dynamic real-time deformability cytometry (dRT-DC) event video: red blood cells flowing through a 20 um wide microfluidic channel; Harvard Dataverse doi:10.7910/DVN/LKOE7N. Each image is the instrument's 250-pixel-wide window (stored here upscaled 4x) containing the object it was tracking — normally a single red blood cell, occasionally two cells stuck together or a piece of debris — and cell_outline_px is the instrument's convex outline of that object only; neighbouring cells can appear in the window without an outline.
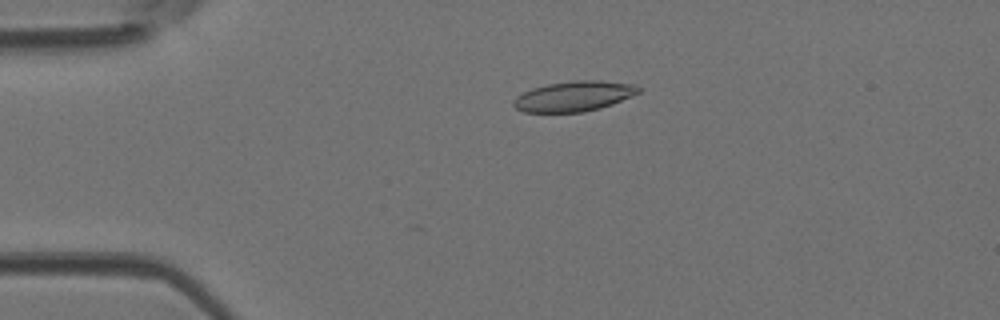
{"species": "Egyptian fruit bat (a non-hibernating species)", "species_latin": "Rousettus aegyptiacus", "temperature_condition": "room temperature", "stored_images_in_passage": 30, "camera_frame_rate_fps": 3000, "um_per_image_px": 0.085, "animal": {"sex": "female"}, "frame": {"image": 1, "passage_image": 10, "time_ms": 3.0, "image_size_px": [1000, 320], "cell_outline_px": [[640, 92], [612, 104], [600, 108], [584, 112], [524, 112], [516, 108], [512, 104], [512, 100], [516, 96], [532, 88], [548, 84], [572, 80], [600, 80], [636, 84], [640, 88]], "centroid_in_image_um": [48.78, 8.17], "position_along_channel_um": 36.2, "area_um2": 22.08}}
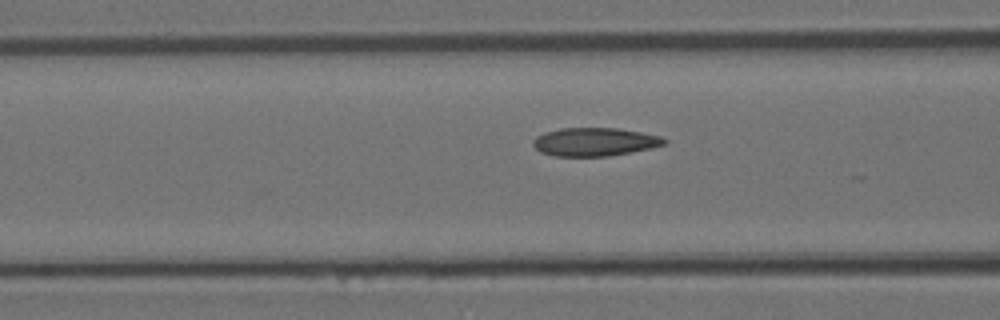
{"frame": {"image": 2, "passage_image": 18, "time_ms": 5.667, "image_size_px": [1000, 320], "cell_outline_px": [[668, 140], [664, 144], [652, 148], [632, 152], [608, 156], [552, 156], [540, 152], [532, 144], [532, 140], [536, 136], [544, 132], [560, 128], [620, 128], [660, 136]], "centroid_in_image_um": [50.52, 12.06], "position_along_channel_um": 116.1, "area_um2": 21.79}}
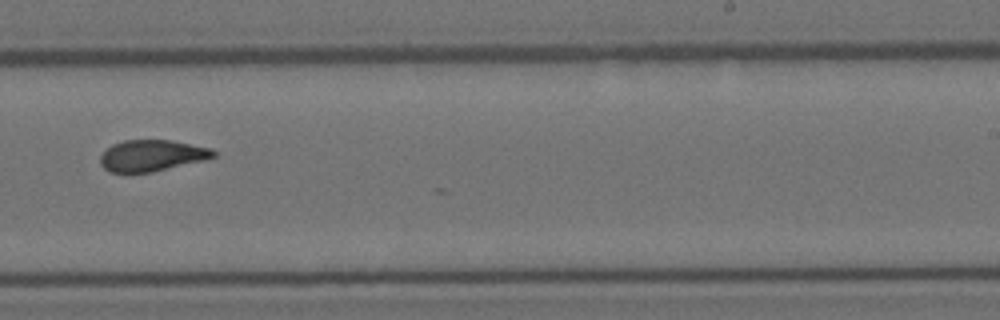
{"frame": {"image": 3, "passage_image": 29, "time_ms": 9.333, "image_size_px": [1000, 320], "cell_outline_px": [[216, 156], [204, 160], [152, 172], [112, 172], [104, 168], [100, 164], [100, 156], [112, 144], [124, 140], [172, 140], [212, 148], [216, 152]], "centroid_in_image_um": [12.93, 13.21], "position_along_channel_um": 276.1, "area_um2": 20.58}}